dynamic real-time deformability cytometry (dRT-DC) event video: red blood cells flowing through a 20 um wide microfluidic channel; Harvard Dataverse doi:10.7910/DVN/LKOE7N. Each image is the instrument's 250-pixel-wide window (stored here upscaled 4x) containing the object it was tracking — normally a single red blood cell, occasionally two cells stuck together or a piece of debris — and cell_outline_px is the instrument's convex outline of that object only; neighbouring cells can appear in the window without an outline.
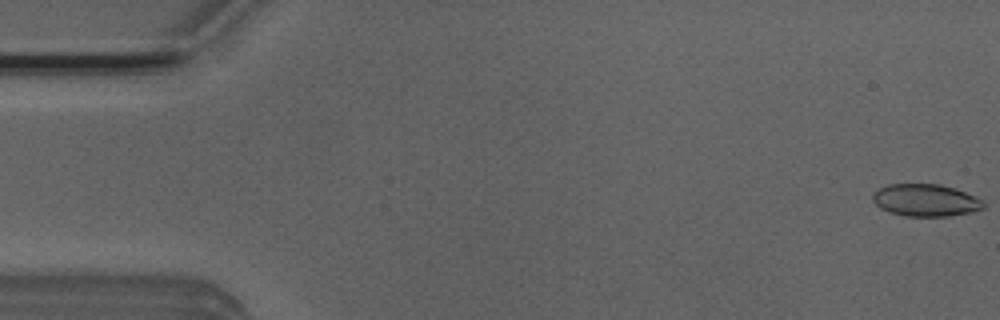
{"species": "Egyptian fruit bat (a non-hibernating species)", "species_latin": "Rousettus aegyptiacus", "temperature_condition": "room temperature", "stored_images_in_passage": 50, "camera_frame_rate_fps": 3000, "um_per_image_px": 0.085, "animal": {"sex": "male"}, "frame": {"image": 1, "passage_image": 1, "time_ms": 0.0, "image_size_px": [1000, 320], "cell_outline_px": [[984, 208], [972, 212], [948, 216], [908, 216], [892, 212], [880, 208], [872, 200], [872, 196], [880, 188], [888, 184], [940, 184], [964, 192], [984, 200]], "centroid_in_image_um": [78.7, 17.02], "position_along_channel_um": 6.3, "area_um2": 20.58}}
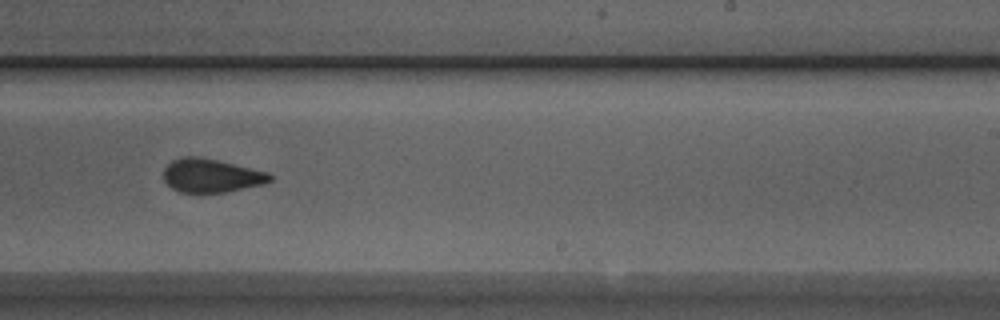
{"frame": {"image": 2, "passage_image": 32, "time_ms": 10.333, "image_size_px": [1000, 320], "cell_outline_px": [[272, 180], [264, 184], [224, 192], [180, 192], [172, 188], [164, 180], [164, 168], [172, 160], [180, 156], [200, 156], [268, 172], [272, 176]], "centroid_in_image_um": [17.94, 14.91], "position_along_channel_um": 271.1, "area_um2": 20.75}}
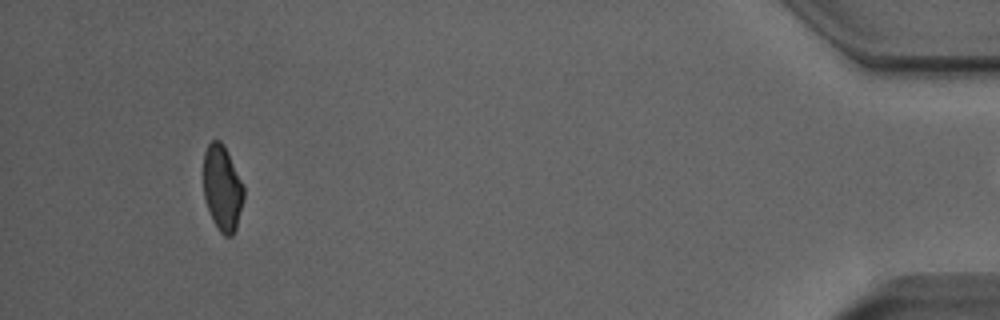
{"frame": {"image": 3, "passage_image": 49, "time_ms": 16.0, "image_size_px": [1000, 320], "cell_outline_px": [[244, 200], [236, 228], [232, 236], [224, 236], [220, 232], [212, 220], [204, 196], [204, 152], [208, 144], [212, 140], [220, 140], [224, 144], [244, 184]], "centroid_in_image_um": [18.92, 15.98], "position_along_channel_um": 416.3, "area_um2": 20.29}}